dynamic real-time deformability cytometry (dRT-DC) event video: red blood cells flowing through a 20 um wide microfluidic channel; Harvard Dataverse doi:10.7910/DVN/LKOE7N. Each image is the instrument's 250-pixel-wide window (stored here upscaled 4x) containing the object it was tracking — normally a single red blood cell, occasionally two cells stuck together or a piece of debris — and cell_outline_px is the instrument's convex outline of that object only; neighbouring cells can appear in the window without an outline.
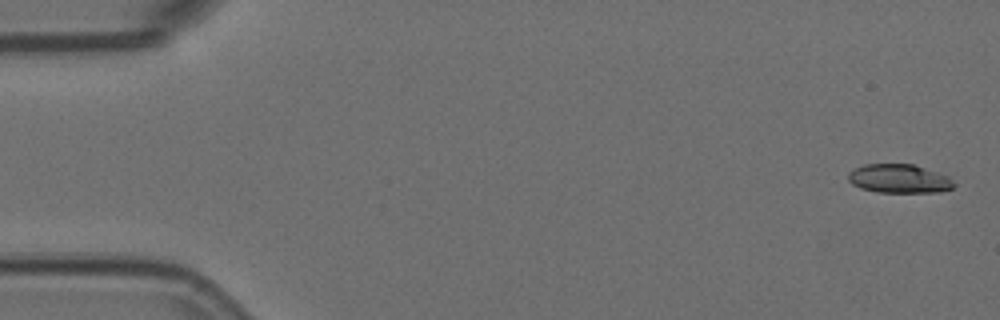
{"species": "Egyptian fruit bat (a non-hibernating species)", "species_latin": "Rousettus aegyptiacus", "temperature_condition": "room temperature", "stored_images_in_passage": 5, "camera_frame_rate_fps": 3000, "um_per_image_px": 0.085, "animal": {"sex": "female"}, "frame": {"image": 1, "passage_image": 1, "time_ms": 0.0, "image_size_px": [1000, 320], "cell_outline_px": [[956, 184], [952, 188], [940, 192], [876, 192], [860, 188], [852, 184], [848, 180], [848, 172], [864, 164], [912, 164], [948, 176]], "centroid_in_image_um": [76.41, 15.19], "position_along_channel_um": 8.6, "area_um2": 17.69}}
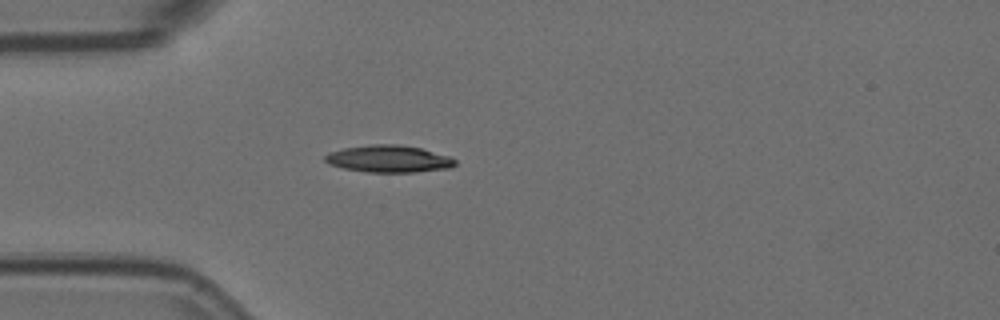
{"frame": {"image": 2, "passage_image": 5, "time_ms": 1.333, "image_size_px": [1000, 320], "cell_outline_px": [[456, 164], [448, 168], [416, 172], [368, 172], [344, 168], [328, 164], [324, 160], [324, 156], [328, 152], [344, 148], [372, 144], [396, 144], [420, 148], [448, 156], [456, 160]], "centroid_in_image_um": [33.0, 13.5], "position_along_channel_um": 52.0, "area_um2": 20.4}}